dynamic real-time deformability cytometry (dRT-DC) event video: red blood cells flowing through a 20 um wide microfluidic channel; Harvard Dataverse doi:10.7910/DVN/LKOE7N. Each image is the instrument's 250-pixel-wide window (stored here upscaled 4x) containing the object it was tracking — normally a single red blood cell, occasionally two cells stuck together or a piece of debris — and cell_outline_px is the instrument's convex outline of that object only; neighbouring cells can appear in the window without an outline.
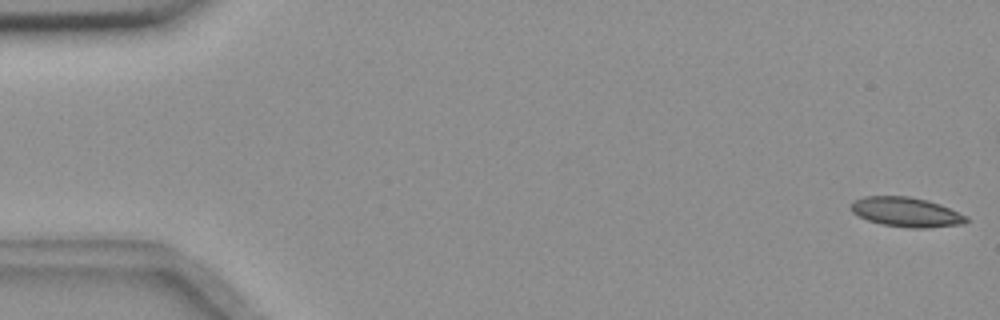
{"species": "common noctule bat (a hibernating species)", "species_latin": "Nyctalus noctula", "temperature_condition": "room temperature", "stored_images_in_passage": 45, "camera_frame_rate_fps": 3000, "um_per_image_px": 0.085, "animal": {"sex": "female", "body_mass_g": 18.4}, "frame": {"image": 1, "passage_image": 1, "time_ms": 0.0, "image_size_px": [1000, 320], "cell_outline_px": [[968, 220], [964, 224], [928, 228], [912, 228], [884, 224], [868, 220], [852, 212], [848, 208], [856, 200], [864, 196], [908, 196], [940, 204], [968, 216]], "centroid_in_image_um": [77.05, 18.03], "position_along_channel_um": 7.9, "area_um2": 19.71}}
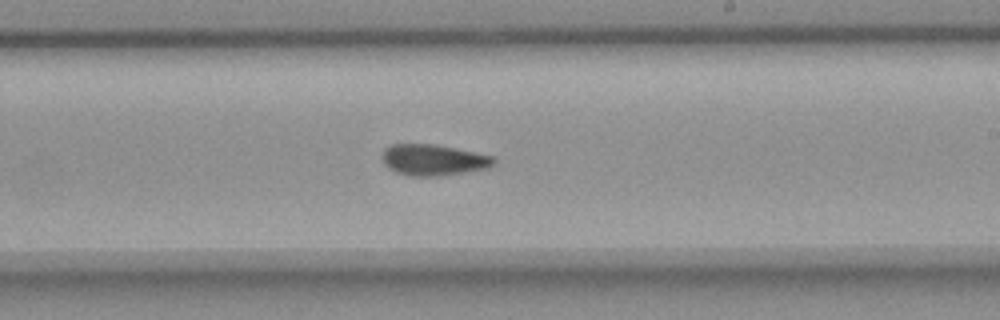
{"frame": {"image": 2, "passage_image": 33, "time_ms": 10.667, "image_size_px": [1000, 320], "cell_outline_px": [[496, 164], [488, 168], [440, 176], [412, 176], [396, 172], [388, 168], [384, 164], [384, 148], [392, 144], [436, 144], [456, 148], [492, 156], [496, 160]], "centroid_in_image_um": [36.86, 13.59], "position_along_channel_um": 252.1, "area_um2": 20.17}}
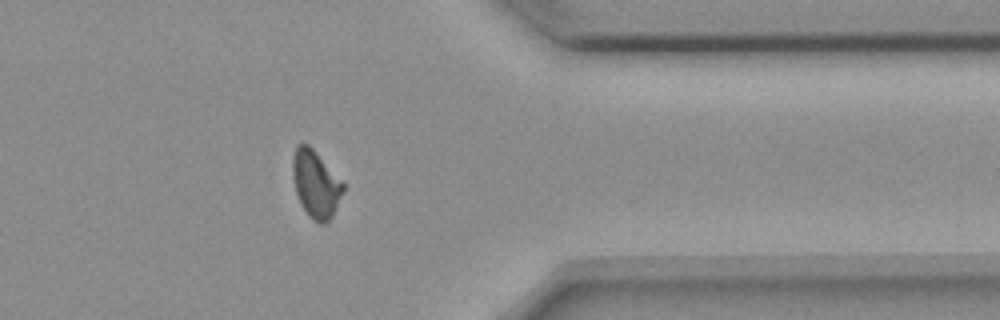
{"frame": {"image": 3, "passage_image": 45, "time_ms": 14.667, "image_size_px": [1000, 320], "cell_outline_px": [[344, 192], [332, 216], [324, 224], [320, 224], [312, 220], [308, 216], [300, 204], [296, 192], [292, 176], [292, 160], [296, 144], [308, 144], [316, 152], [344, 184]], "centroid_in_image_um": [26.82, 15.66], "position_along_channel_um": 384.6, "area_um2": 19.77}, "authors_computed_cell_mechanics": {"area_um2": 20.23, "velocity_mm_per_s": 3.6385, "shape_relaxation_time_tau1_ms": null, "shape_relaxation_time_tau2_ms": 7.5095, "deformation_change_tau1": null, "deformation_change_tau2": 0.1195}}